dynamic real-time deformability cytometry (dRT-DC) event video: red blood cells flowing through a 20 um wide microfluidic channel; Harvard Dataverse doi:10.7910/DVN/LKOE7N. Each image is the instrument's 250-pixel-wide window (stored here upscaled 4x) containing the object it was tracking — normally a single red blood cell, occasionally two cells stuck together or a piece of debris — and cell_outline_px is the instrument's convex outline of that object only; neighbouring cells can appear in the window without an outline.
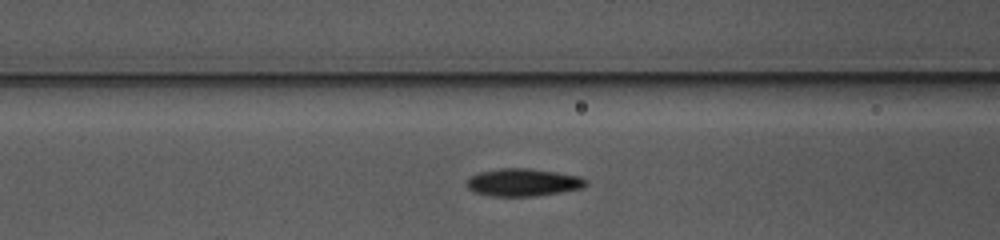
{"species": "common noctule bat (a hibernating species)", "species_latin": "Nyctalus noctula", "temperature_condition": "warm", "stored_images_in_passage": 27, "camera_frame_rate_fps": 3000, "um_per_image_px": 0.085, "animal": {"sex": "female", "body_mass_g": 10.0, "forearm_length_mm": 53.1}, "frame": {"image": 1, "passage_image": 6, "time_ms": 1.667, "image_size_px": [1000, 240], "cell_outline_px": [[588, 184], [580, 188], [560, 192], [536, 196], [492, 196], [476, 192], [468, 188], [468, 176], [480, 172], [500, 168], [528, 168], [556, 172], [580, 176], [588, 180]], "centroid_in_image_um": [44.48, 15.49], "position_along_channel_um": 122.1, "area_um2": 19.07}}
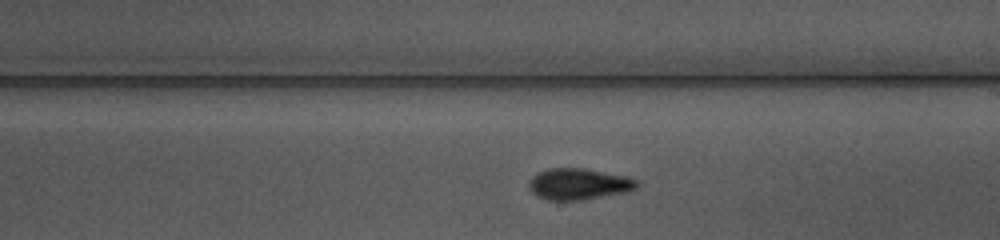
{"frame": {"image": 2, "passage_image": 15, "time_ms": 4.667, "image_size_px": [1000, 240], "cell_outline_px": [[636, 188], [628, 192], [580, 200], [548, 200], [536, 196], [528, 188], [528, 180], [536, 172], [548, 168], [584, 168], [624, 176], [636, 180]], "centroid_in_image_um": [49.11, 15.64], "position_along_channel_um": 239.9, "area_um2": 19.71}}
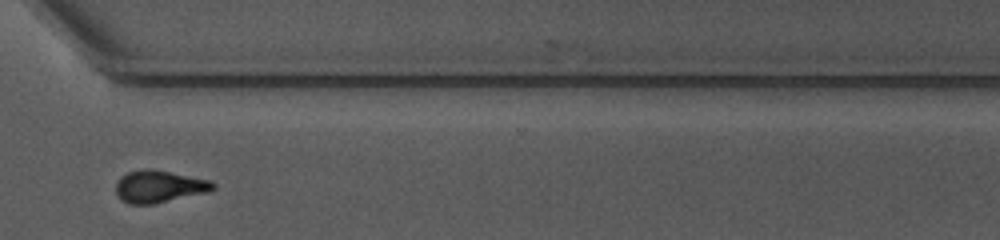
{"frame": {"image": 3, "passage_image": 24, "time_ms": 7.667, "image_size_px": [1000, 240], "cell_outline_px": [[216, 188], [208, 192], [152, 204], [128, 204], [116, 192], [116, 184], [120, 176], [128, 172], [144, 168], [152, 168], [212, 180], [216, 184]], "centroid_in_image_um": [13.56, 15.83], "position_along_channel_um": 357.0, "area_um2": 18.32}, "authors_computed_cell_mechanics": {"area_um2": 18.9584, "velocity_mm_per_s": 3.9187, "shape_relaxation_time_tau1_ms": 4.0518, "shape_relaxation_time_tau2_ms": 6.0794, "deformation_change_tau1": 0.1732, "deformation_change_tau2": 0.0845}}